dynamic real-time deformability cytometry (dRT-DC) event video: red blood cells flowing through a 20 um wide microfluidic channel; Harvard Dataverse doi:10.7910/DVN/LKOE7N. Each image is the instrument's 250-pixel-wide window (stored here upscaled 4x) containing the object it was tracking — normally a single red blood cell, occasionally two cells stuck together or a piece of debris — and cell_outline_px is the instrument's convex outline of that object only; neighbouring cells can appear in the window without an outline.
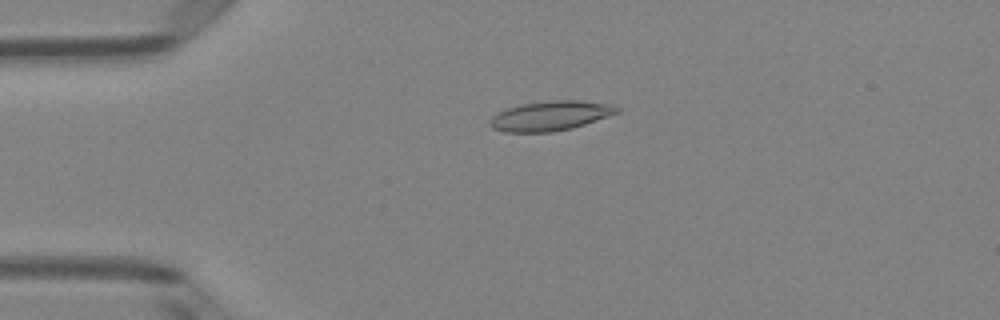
{"species": "Egyptian fruit bat (a non-hibernating species)", "species_latin": "Rousettus aegyptiacus", "temperature_condition": "room temperature", "stored_images_in_passage": 51, "camera_frame_rate_fps": 3000, "um_per_image_px": 0.085, "animal": {"sex": "female"}, "frame": {"image": 1, "passage_image": 12, "time_ms": 3.667, "image_size_px": [1000, 320], "cell_outline_px": [[620, 112], [572, 128], [552, 132], [504, 132], [492, 128], [488, 124], [488, 120], [492, 116], [508, 108], [520, 104], [548, 100], [576, 100], [608, 104], [620, 108]], "centroid_in_image_um": [46.74, 9.85], "position_along_channel_um": 38.3, "area_um2": 21.91}}
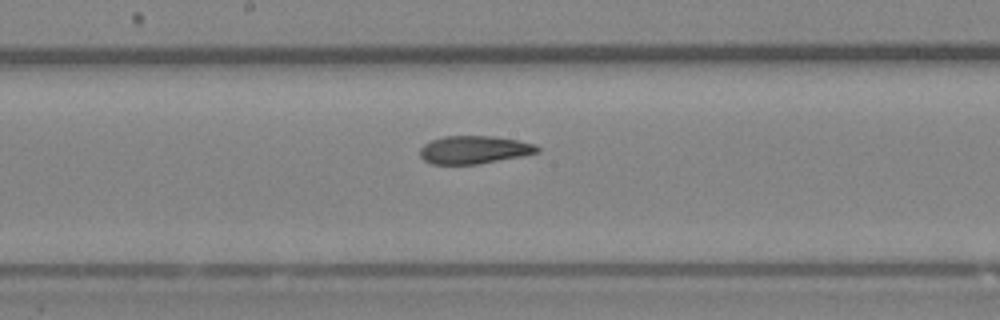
{"frame": {"image": 2, "passage_image": 27, "time_ms": 8.667, "image_size_px": [1000, 320], "cell_outline_px": [[540, 152], [520, 156], [476, 164], [432, 164], [424, 160], [420, 156], [420, 148], [424, 144], [432, 140], [444, 136], [492, 136], [516, 140], [536, 144], [540, 148]], "centroid_in_image_um": [40.29, 12.72], "position_along_channel_um": 207.9, "area_um2": 18.96}}
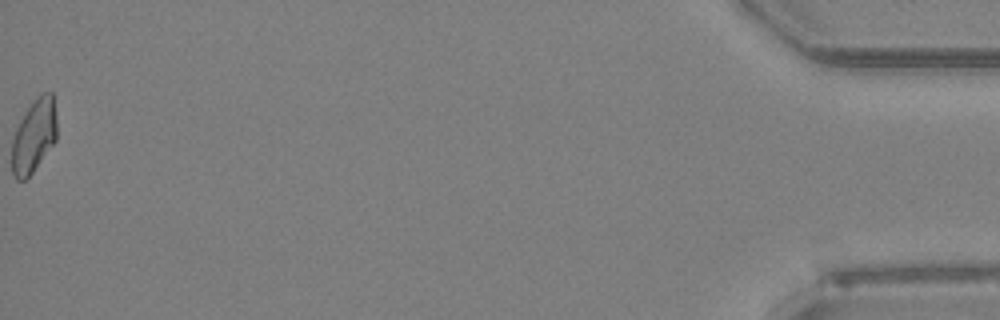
{"frame": {"image": 3, "passage_image": 51, "time_ms": 16.667, "image_size_px": [1000, 320], "cell_outline_px": [[56, 140], [32, 172], [24, 180], [16, 180], [12, 176], [12, 140], [16, 128], [20, 120], [28, 108], [40, 92], [52, 92], [56, 116]], "centroid_in_image_um": [2.87, 11.55], "position_along_channel_um": 432.3, "area_um2": 19.07}, "authors_computed_cell_mechanics": {"area_um2": 19.7098, "velocity_mm_per_s": 4.0427, "shape_relaxation_time_tau1_ms": null, "shape_relaxation_time_tau2_ms": 2.8885, "deformation_change_tau1": null, "deformation_change_tau2": 0.0944}}